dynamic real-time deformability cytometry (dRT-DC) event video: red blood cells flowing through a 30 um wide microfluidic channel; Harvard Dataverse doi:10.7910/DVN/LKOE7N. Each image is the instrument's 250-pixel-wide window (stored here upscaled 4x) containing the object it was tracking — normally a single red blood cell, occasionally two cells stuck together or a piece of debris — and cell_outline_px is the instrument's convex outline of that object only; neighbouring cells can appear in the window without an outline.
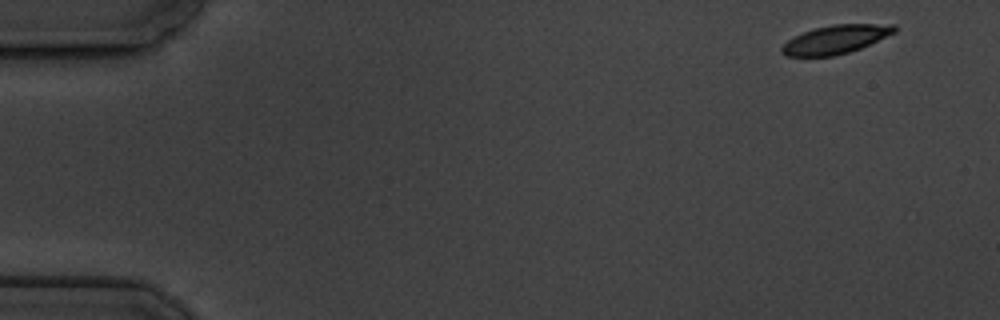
{"species": "common noctule bat (a hibernating species)", "species_latin": "Nyctalus noctula", "temperature_condition": "cold", "stored_images_in_passage": 4, "camera_frame_rate_fps": 3000, "um_per_image_px": 0.085, "animal": {"sex": "male", "body_mass_g": 19.5, "forearm_length_mm": 54.6}, "frame": {"image": 1, "passage_image": 4, "time_ms": 3.333, "image_size_px": [1000, 320], "cell_outline_px": [[896, 32], [860, 48], [848, 52], [832, 56], [788, 56], [780, 52], [780, 48], [788, 40], [804, 32], [816, 28], [832, 24], [896, 24]], "centroid_in_image_um": [71.04, 3.35], "position_along_channel_um": 14.0, "area_um2": 18.5}}